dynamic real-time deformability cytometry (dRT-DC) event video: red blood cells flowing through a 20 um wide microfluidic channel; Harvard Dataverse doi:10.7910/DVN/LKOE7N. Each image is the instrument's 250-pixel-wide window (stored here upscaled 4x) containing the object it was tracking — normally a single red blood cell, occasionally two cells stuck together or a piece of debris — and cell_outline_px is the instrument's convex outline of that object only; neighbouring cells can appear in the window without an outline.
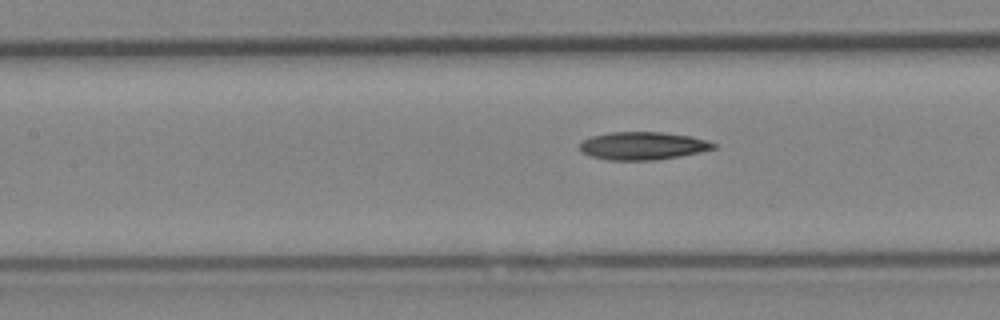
{"species": "Egyptian fruit bat (a non-hibernating species)", "species_latin": "Rousettus aegyptiacus", "temperature_condition": "cold", "stored_images_in_passage": 7, "camera_frame_rate_fps": 3000, "um_per_image_px": 0.085, "animal": {"sex": "female"}, "frame": {"image": 1, "passage_image": 7, "time_ms": 8.0, "image_size_px": [1000, 320], "cell_outline_px": [[716, 148], [700, 152], [680, 156], [656, 160], [608, 160], [592, 156], [580, 152], [580, 144], [584, 140], [592, 136], [608, 132], [664, 132], [692, 136], [716, 144]], "centroid_in_image_um": [54.63, 12.39], "position_along_channel_um": 152.8, "area_um2": 21.73}}